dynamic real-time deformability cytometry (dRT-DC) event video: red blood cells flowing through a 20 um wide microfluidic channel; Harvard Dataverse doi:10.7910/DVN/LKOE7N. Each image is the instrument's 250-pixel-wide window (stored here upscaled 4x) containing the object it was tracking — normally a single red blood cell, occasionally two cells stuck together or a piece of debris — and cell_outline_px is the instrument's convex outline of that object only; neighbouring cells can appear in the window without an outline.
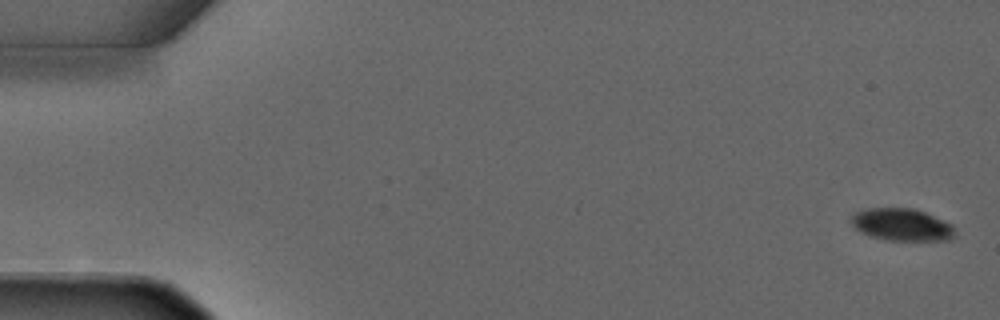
{"species": "common noctule bat (a hibernating species)", "species_latin": "Nyctalus noctula", "temperature_condition": "warm", "stored_images_in_passage": 4, "camera_frame_rate_fps": 3000, "um_per_image_px": 0.085, "animal": {"sex": "male", "forearm_length_mm": 52.5}, "frame": {"image": 1, "passage_image": 1, "time_ms": 0.0, "image_size_px": [1000, 320], "cell_outline_px": [[956, 236], [952, 240], [884, 240], [860, 232], [852, 224], [852, 216], [856, 212], [868, 208], [916, 208], [952, 224], [956, 232]], "centroid_in_image_um": [76.7, 19.1], "position_along_channel_um": 8.3, "area_um2": 19.59}}
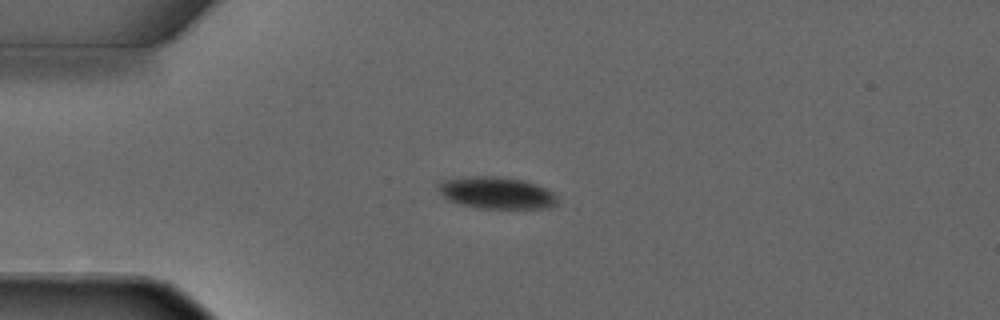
{"frame": {"image": 2, "passage_image": 4, "time_ms": 3.333, "image_size_px": [1000, 320], "cell_outline_px": [[556, 204], [548, 208], [480, 208], [448, 200], [436, 188], [436, 184], [440, 180], [468, 176], [500, 176], [524, 180], [536, 184], [552, 192], [556, 196]], "centroid_in_image_um": [42.16, 16.37], "position_along_channel_um": 42.8, "area_um2": 22.14}}